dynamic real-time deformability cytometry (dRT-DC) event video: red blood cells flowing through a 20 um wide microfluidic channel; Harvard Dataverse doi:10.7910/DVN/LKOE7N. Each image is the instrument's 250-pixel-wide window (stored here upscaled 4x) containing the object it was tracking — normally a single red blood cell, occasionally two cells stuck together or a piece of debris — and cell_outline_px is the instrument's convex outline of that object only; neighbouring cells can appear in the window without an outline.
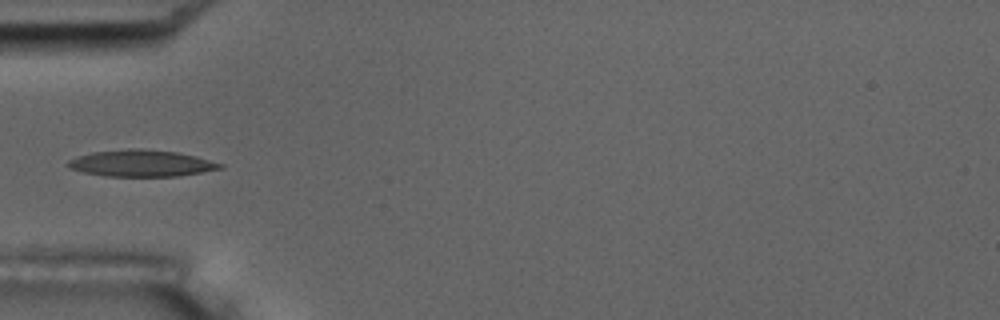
{"species": "common noctule bat (a hibernating species)", "species_latin": "Nyctalus noctula", "temperature_condition": "room temperature", "stored_images_in_passage": 7, "camera_frame_rate_fps": 3000, "um_per_image_px": 0.085, "animal": {"sex": "male", "body_mass_g": 17.5, "forearm_length_mm": 52.3}, "frame": {"image": 1, "passage_image": 5, "time_ms": 1.333, "image_size_px": [1000, 320], "cell_outline_px": [[224, 168], [180, 176], [108, 176], [84, 172], [68, 168], [68, 160], [76, 156], [92, 152], [128, 148], [140, 148], [176, 152], [196, 156], [224, 164]], "centroid_in_image_um": [12.02, 13.87], "position_along_channel_um": 73.0, "area_um2": 23.64}}